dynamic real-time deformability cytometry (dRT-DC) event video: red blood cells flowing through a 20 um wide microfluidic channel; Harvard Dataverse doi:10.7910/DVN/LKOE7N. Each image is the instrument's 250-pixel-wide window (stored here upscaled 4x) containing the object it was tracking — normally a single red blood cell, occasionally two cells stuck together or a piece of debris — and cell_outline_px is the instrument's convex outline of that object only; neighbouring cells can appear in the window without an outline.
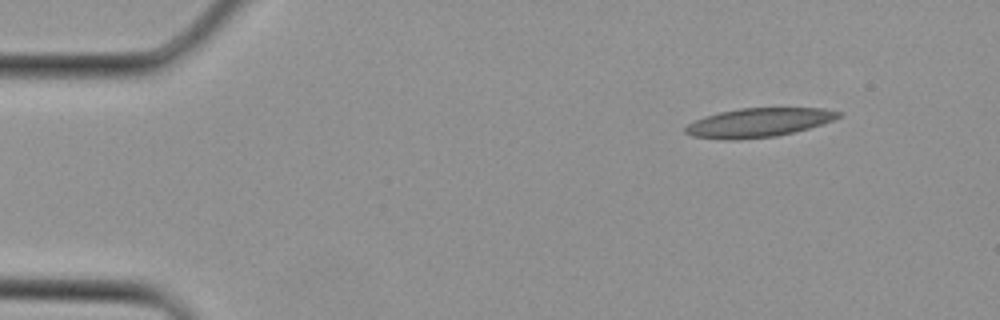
{"species": "Egyptian fruit bat (a non-hibernating species)", "species_latin": "Rousettus aegyptiacus", "temperature_condition": "cold", "stored_images_in_passage": 2, "camera_frame_rate_fps": 3000, "um_per_image_px": 0.085, "animal": {"sex": "female"}, "frame": {"image": 1, "passage_image": 1, "time_ms": 0.0, "image_size_px": [1000, 320], "cell_outline_px": [[840, 116], [832, 120], [808, 128], [776, 136], [736, 140], [724, 140], [692, 136], [684, 132], [684, 128], [688, 124], [704, 116], [720, 112], [740, 108], [824, 108], [840, 112]], "centroid_in_image_um": [64.42, 10.42], "position_along_channel_um": 20.6, "area_um2": 25.66}}